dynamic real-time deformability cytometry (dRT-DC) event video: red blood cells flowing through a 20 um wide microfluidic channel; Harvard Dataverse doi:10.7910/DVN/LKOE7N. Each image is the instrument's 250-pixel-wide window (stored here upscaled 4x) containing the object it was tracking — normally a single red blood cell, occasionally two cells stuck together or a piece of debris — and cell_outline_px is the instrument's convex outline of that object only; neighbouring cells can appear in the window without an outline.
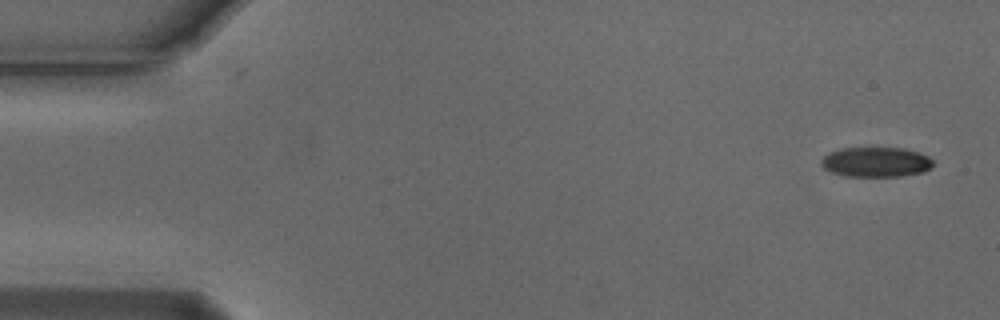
{"species": "Egyptian fruit bat (a non-hibernating species)", "species_latin": "Rousettus aegyptiacus", "temperature_condition": "cold", "stored_images_in_passage": 8, "camera_frame_rate_fps": 3000, "um_per_image_px": 0.085, "animal": {"sex": "male"}, "frame": {"image": 1, "passage_image": 1, "time_ms": 0.0, "image_size_px": [1000, 320], "cell_outline_px": [[932, 168], [924, 172], [900, 176], [844, 176], [820, 168], [820, 160], [828, 152], [840, 148], [904, 148], [920, 152], [928, 156], [932, 160]], "centroid_in_image_um": [74.42, 13.77], "position_along_channel_um": 10.6, "area_um2": 19.77}}
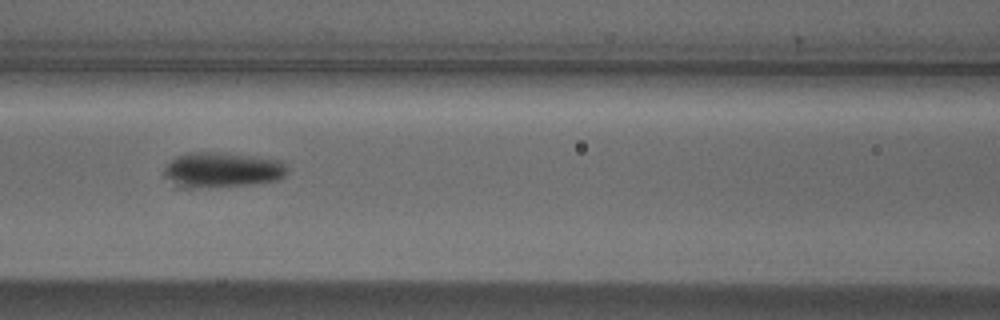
{"frame": {"image": 2, "passage_image": 7, "time_ms": 2.0, "image_size_px": [1000, 320], "cell_outline_px": [[288, 172], [284, 176], [276, 180], [252, 184], [192, 188], [172, 188], [164, 176], [164, 168], [176, 156], [188, 152], [216, 152], [280, 160], [288, 168]], "centroid_in_image_um": [18.79, 14.46], "position_along_channel_um": 147.8, "area_um2": 25.43}}
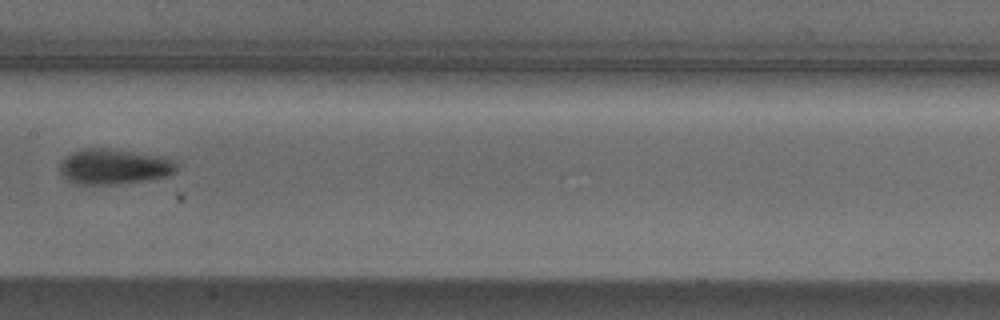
{"frame": {"image": 3, "passage_image": 8, "time_ms": 2.333, "image_size_px": [1000, 320], "cell_outline_px": [[176, 172], [168, 176], [148, 180], [116, 184], [76, 184], [64, 180], [60, 176], [60, 160], [64, 156], [80, 148], [100, 148], [160, 156], [172, 160], [176, 164]], "centroid_in_image_um": [9.6, 14.18], "position_along_channel_um": 197.8, "area_um2": 24.16}}